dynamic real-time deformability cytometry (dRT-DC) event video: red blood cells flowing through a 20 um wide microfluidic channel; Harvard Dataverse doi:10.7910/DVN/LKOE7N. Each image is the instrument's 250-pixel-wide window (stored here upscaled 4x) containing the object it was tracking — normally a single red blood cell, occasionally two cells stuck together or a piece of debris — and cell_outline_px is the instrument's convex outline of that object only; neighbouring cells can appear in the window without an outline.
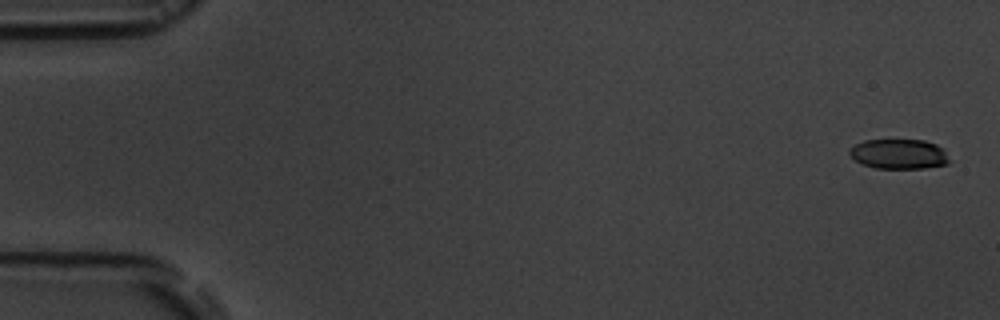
{"species": "common noctule bat (a hibernating species)", "species_latin": "Nyctalus noctula", "temperature_condition": "room temperature", "stored_images_in_passage": 8, "camera_frame_rate_fps": 3000, "um_per_image_px": 0.085, "animal": {"sex": "male", "body_mass_g": 19.5, "forearm_length_mm": 54.6}, "frame": {"image": 1, "passage_image": 1, "time_ms": 0.0, "image_size_px": [1000, 320], "cell_outline_px": [[952, 160], [948, 164], [924, 168], [876, 168], [864, 164], [856, 160], [848, 152], [848, 148], [864, 140], [924, 140], [936, 144], [944, 148]], "centroid_in_image_um": [76.47, 13.08], "position_along_channel_um": 8.5, "area_um2": 17.51}}
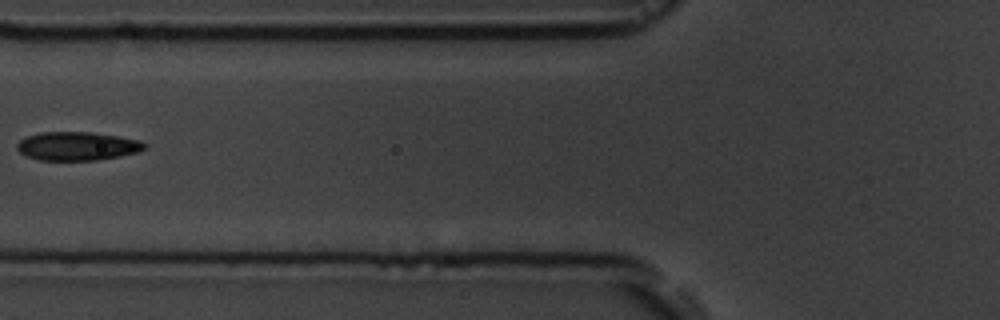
{"frame": {"image": 2, "passage_image": 7, "time_ms": 7.0, "image_size_px": [1000, 320], "cell_outline_px": [[148, 148], [140, 152], [120, 156], [96, 160], [40, 160], [28, 156], [20, 152], [16, 148], [16, 144], [20, 140], [28, 136], [40, 132], [92, 132], [140, 140], [148, 144]], "centroid_in_image_um": [6.62, 12.42], "position_along_channel_um": 119.2, "area_um2": 21.33}}
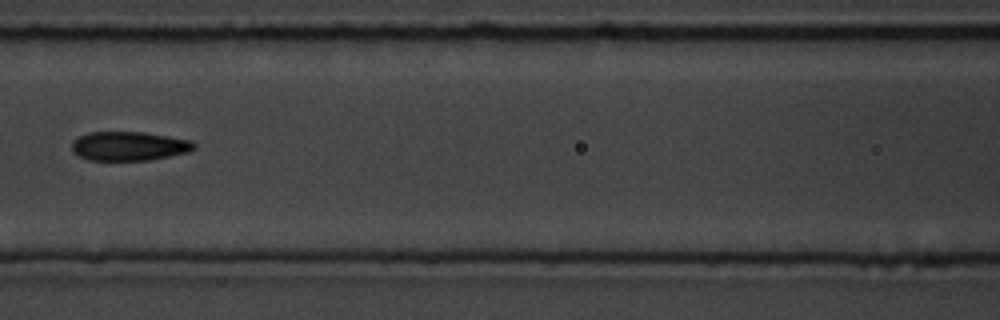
{"frame": {"image": 3, "passage_image": 8, "time_ms": 8.0, "image_size_px": [1000, 320], "cell_outline_px": [[196, 148], [188, 152], [148, 160], [88, 160], [72, 152], [72, 140], [88, 132], [144, 132], [192, 140], [196, 144]], "centroid_in_image_um": [10.96, 12.41], "position_along_channel_um": 155.6, "area_um2": 20.75}}